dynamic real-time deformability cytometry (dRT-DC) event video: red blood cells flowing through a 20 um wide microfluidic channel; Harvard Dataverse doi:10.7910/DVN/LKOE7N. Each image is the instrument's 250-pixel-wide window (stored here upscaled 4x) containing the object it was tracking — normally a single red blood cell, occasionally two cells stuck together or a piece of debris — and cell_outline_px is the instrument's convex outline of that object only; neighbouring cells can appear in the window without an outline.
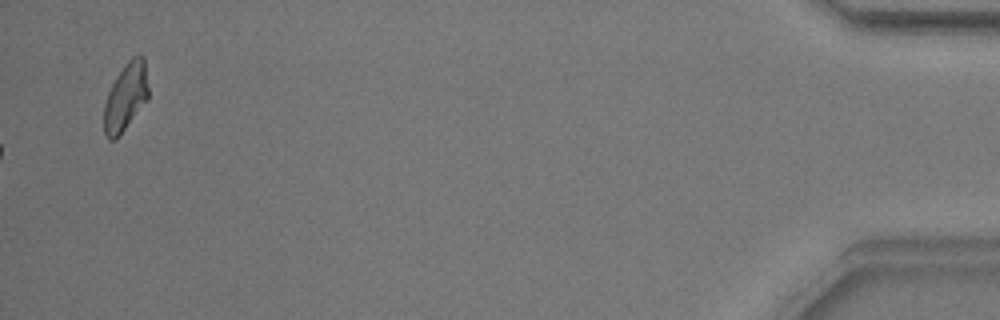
{"species": "common noctule bat (a hibernating species)", "species_latin": "Nyctalus noctula", "temperature_condition": "warm", "stored_images_in_passage": 54, "camera_frame_rate_fps": 3000, "um_per_image_px": 0.085, "animal": {"sex": "male", "body_mass_g": 17.9}, "frame": {"image": 1, "passage_image": 54, "time_ms": 17.667, "image_size_px": [1000, 320], "cell_outline_px": [[148, 100], [120, 136], [116, 140], [108, 140], [104, 132], [104, 104], [108, 92], [116, 76], [124, 64], [132, 56], [140, 52], [144, 56], [148, 88]], "centroid_in_image_um": [10.69, 8.24], "position_along_channel_um": 424.5, "area_um2": 17.92}, "authors_computed_cell_mechanics": {"area_um2": 16.0395, "velocity_mm_per_s": 3.8224, "shape_relaxation_time_tau1_ms": 4.6939, "shape_relaxation_time_tau2_ms": 4.0313, "deformation_change_tau1": 0.1418, "deformation_change_tau2": 0.1316}}